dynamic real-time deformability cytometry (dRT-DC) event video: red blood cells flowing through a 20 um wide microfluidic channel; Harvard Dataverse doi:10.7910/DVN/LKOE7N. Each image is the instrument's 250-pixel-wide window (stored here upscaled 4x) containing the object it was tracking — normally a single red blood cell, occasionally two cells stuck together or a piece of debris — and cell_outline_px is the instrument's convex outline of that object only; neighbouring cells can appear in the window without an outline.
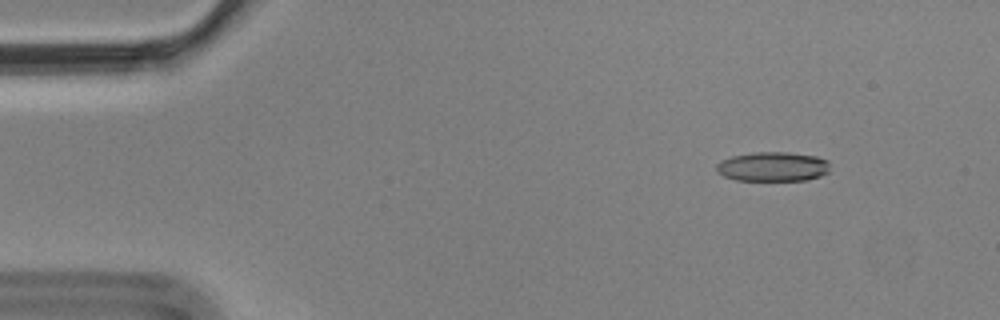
{"species": "Egyptian fruit bat (a non-hibernating species)", "species_latin": "Rousettus aegyptiacus", "temperature_condition": "cold", "stored_images_in_passage": 6, "camera_frame_rate_fps": 3000, "um_per_image_px": 0.085, "animal": {"sex": "male"}, "frame": {"image": 1, "passage_image": 2, "time_ms": 0.333, "image_size_px": [1000, 320], "cell_outline_px": [[828, 172], [820, 176], [808, 180], [736, 180], [724, 176], [716, 172], [716, 164], [720, 160], [732, 156], [752, 152], [788, 152], [816, 156], [828, 160]], "centroid_in_image_um": [65.66, 14.16], "position_along_channel_um": 19.3, "area_um2": 19.59}}